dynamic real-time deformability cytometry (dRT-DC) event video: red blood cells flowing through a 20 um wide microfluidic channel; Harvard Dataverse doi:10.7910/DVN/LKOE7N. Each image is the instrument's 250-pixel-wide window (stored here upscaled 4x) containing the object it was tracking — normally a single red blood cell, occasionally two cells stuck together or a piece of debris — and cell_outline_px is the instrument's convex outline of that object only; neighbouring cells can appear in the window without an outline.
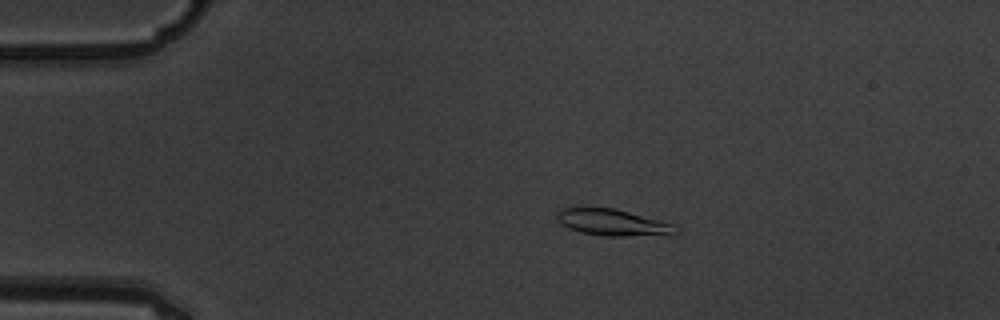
{"species": "common noctule bat (a hibernating species)", "species_latin": "Nyctalus noctula", "temperature_condition": "warm", "stored_images_in_passage": 4, "camera_frame_rate_fps": 3000, "um_per_image_px": 0.085, "animal": {"sex": "male", "body_mass_g": 19.5, "forearm_length_mm": 54.6}, "frame": {"image": 1, "passage_image": 3, "time_ms": 0.667, "image_size_px": [1000, 320], "cell_outline_px": [[676, 232], [668, 236], [604, 236], [580, 232], [568, 228], [560, 224], [556, 220], [556, 216], [564, 208], [616, 208], [672, 224]], "centroid_in_image_um": [52.07, 18.93], "position_along_channel_um": 32.9, "area_um2": 18.26}}